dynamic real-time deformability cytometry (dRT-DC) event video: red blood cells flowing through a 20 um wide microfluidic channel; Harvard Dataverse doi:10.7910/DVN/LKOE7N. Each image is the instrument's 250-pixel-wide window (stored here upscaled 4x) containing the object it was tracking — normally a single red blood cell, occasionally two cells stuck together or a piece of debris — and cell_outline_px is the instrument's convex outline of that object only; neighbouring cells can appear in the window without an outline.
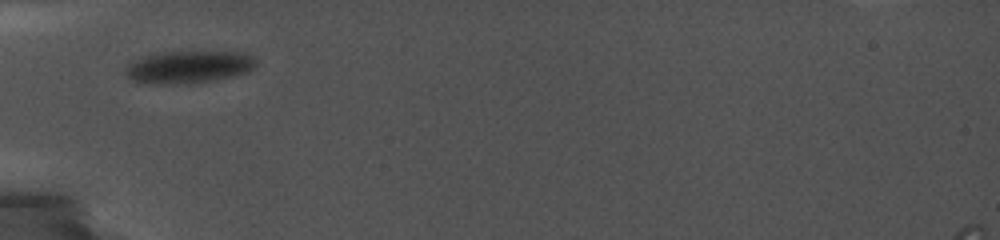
{"species": "common noctule bat (a hibernating species)", "species_latin": "Nyctalus noctula", "temperature_condition": "cold", "stored_images_in_passage": 24, "camera_frame_rate_fps": 5000, "um_per_image_px": 0.085, "animal": {"sex": "female", "body_mass_g": 19.0, "forearm_length_mm": 56.7}, "frame": {"image": 1, "passage_image": 1, "time_ms": 0.0, "image_size_px": [1000, 240], "cell_outline_px": [[256, 64], [248, 72], [236, 76], [192, 84], [148, 84], [132, 80], [124, 72], [128, 64], [132, 60], [144, 56], [160, 52], [244, 52], [252, 56], [256, 60]], "centroid_in_image_um": [16.03, 5.71], "position_along_channel_um": 69.0, "area_um2": 24.97}}
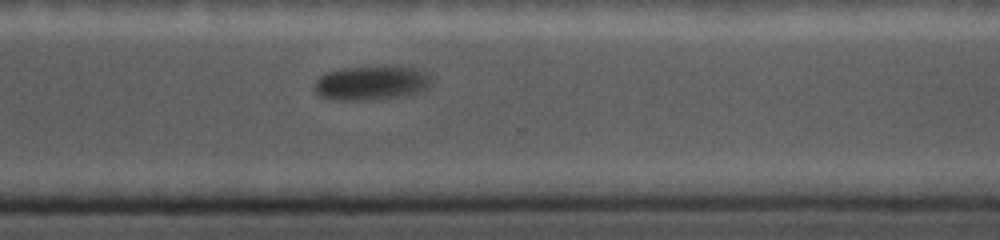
{"frame": {"image": 2, "passage_image": 17, "time_ms": 7.8, "image_size_px": [1000, 240], "cell_outline_px": [[432, 84], [428, 88], [416, 92], [392, 96], [352, 100], [344, 100], [320, 96], [316, 92], [316, 80], [320, 76], [328, 72], [340, 68], [392, 64], [416, 68], [428, 72]], "centroid_in_image_um": [31.61, 6.97], "position_along_channel_um": 339.0, "area_um2": 23.24}}
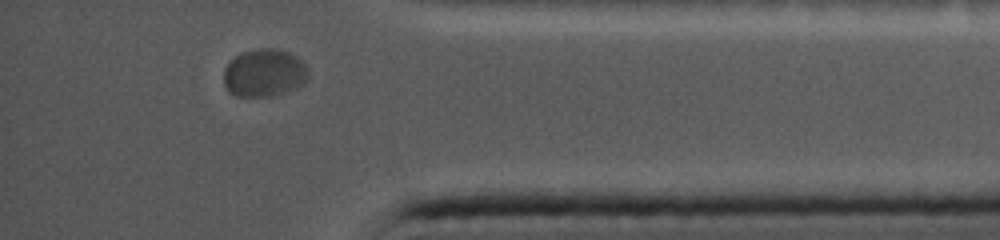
{"frame": {"image": 3, "passage_image": 22, "time_ms": 10.0, "image_size_px": [1000, 240], "cell_outline_px": [[308, 80], [304, 84], [268, 96], [236, 96], [228, 92], [224, 84], [224, 68], [240, 52], [260, 48], [280, 48], [296, 56], [304, 64], [308, 72]], "centroid_in_image_um": [22.44, 6.18], "position_along_channel_um": 412.8, "area_um2": 23.41}, "authors_computed_cell_mechanics": {"area_um2": 23.3223, "velocity_mm_per_s": 3.4987, "shape_relaxation_time_tau1_ms": 1.2007, "shape_relaxation_time_tau2_ms": null, "deformation_change_tau1": 0.0394, "deformation_change_tau2": null}}